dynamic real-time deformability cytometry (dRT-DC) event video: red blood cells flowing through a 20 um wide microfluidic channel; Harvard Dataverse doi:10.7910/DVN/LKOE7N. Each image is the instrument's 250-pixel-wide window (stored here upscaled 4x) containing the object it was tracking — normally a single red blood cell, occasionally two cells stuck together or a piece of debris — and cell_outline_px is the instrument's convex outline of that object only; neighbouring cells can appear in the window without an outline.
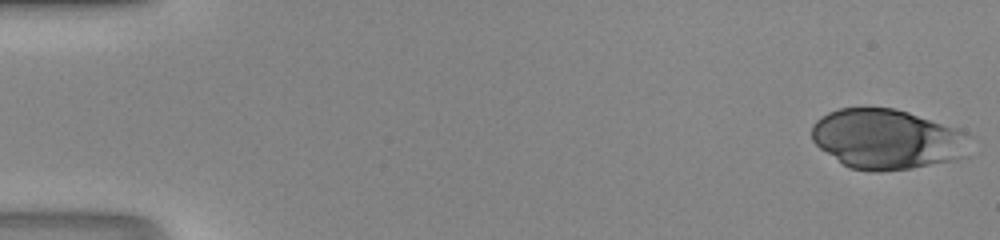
{"species": "human", "species_latin": "Homo sapiens", "temperature_condition": "room temperature", "stored_images_in_passage": 47, "camera_frame_rate_fps": 3000, "um_per_image_px": 0.085, "donor": {"sex": "male"}, "frame": {"image": 1, "passage_image": 1, "time_ms": 0.0, "image_size_px": [1000, 240], "cell_outline_px": [[976, 136], [968, 156], [956, 160], [912, 168], [880, 172], [876, 172], [848, 168], [820, 148], [812, 140], [812, 124], [820, 116], [828, 112], [840, 108], [896, 108], [968, 132]], "centroid_in_image_um": [75.49, 11.84], "position_along_channel_um": 9.5, "area_um2": 56.3}}
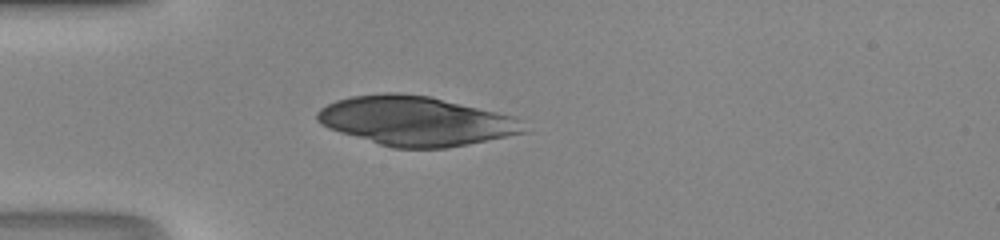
{"frame": {"image": 2, "passage_image": 14, "time_ms": 4.333, "image_size_px": [1000, 240], "cell_outline_px": [[528, 132], [448, 148], [392, 148], [340, 132], [328, 128], [320, 124], [316, 120], [316, 112], [320, 108], [336, 100], [352, 96], [384, 92], [396, 92], [428, 96], [516, 116]], "centroid_in_image_um": [35.33, 10.28], "position_along_channel_um": 49.7, "area_um2": 59.36}}